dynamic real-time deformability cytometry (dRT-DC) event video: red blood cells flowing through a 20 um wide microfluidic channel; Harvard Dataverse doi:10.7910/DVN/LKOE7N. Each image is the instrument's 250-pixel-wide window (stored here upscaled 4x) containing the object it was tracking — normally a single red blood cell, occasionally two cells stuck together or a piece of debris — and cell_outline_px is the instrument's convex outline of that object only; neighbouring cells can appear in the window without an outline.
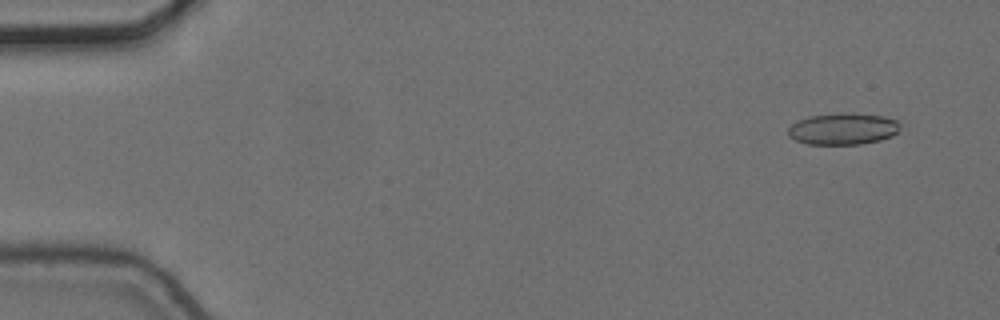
{"species": "common noctule bat (a hibernating species)", "species_latin": "Nyctalus noctula", "temperature_condition": "cold", "stored_images_in_passage": 5, "camera_frame_rate_fps": 3000, "um_per_image_px": 0.085, "animal": {"sex": "female", "body_mass_g": 24.6, "forearm_length_mm": 56.2}, "frame": {"image": 1, "passage_image": 1, "time_ms": 0.0, "image_size_px": [1000, 320], "cell_outline_px": [[900, 128], [892, 136], [880, 140], [860, 144], [808, 144], [796, 140], [788, 136], [788, 128], [792, 124], [808, 116], [840, 112], [844, 112], [884, 116], [896, 120], [900, 124]], "centroid_in_image_um": [71.65, 10.94], "position_along_channel_um": 13.3, "area_um2": 20.69}}
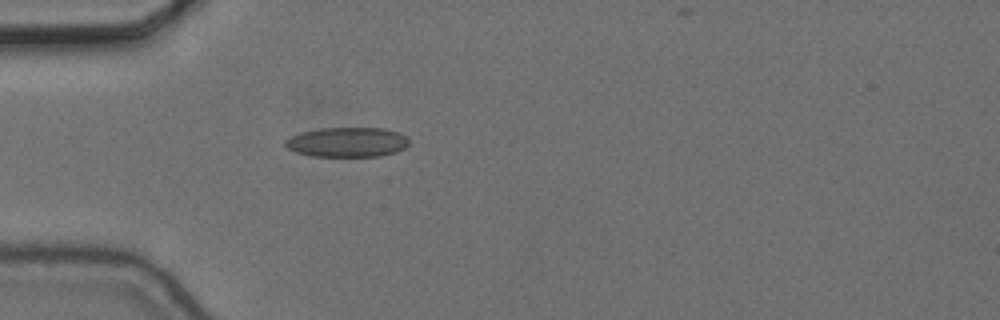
{"frame": {"image": 2, "passage_image": 4, "time_ms": 1.0, "image_size_px": [1000, 320], "cell_outline_px": [[408, 144], [404, 148], [396, 152], [380, 156], [312, 156], [296, 152], [288, 148], [284, 144], [284, 140], [300, 132], [320, 128], [384, 128], [400, 132], [408, 140]], "centroid_in_image_um": [29.51, 12.08], "position_along_channel_um": 55.5, "area_um2": 21.44}}